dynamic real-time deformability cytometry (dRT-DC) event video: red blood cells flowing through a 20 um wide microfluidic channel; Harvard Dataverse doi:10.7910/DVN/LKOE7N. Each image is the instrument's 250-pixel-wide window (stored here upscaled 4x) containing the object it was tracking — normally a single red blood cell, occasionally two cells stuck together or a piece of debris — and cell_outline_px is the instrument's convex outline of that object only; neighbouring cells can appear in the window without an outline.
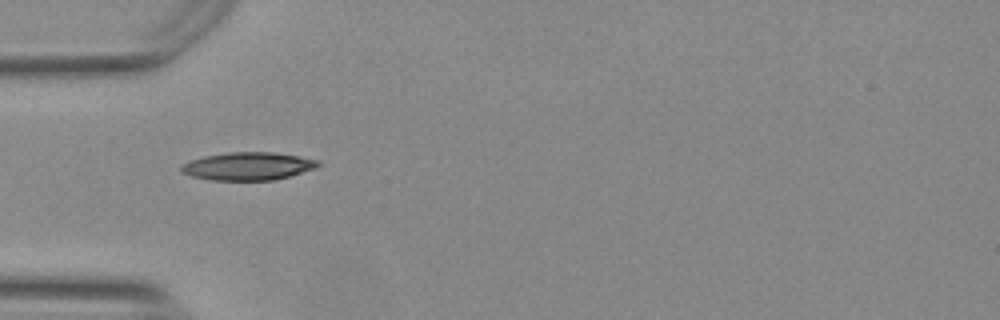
{"species": "Egyptian fruit bat (a non-hibernating species)", "species_latin": "Rousettus aegyptiacus", "temperature_condition": "warm", "stored_images_in_passage": 33, "camera_frame_rate_fps": 3000, "um_per_image_px": 0.085, "animal": {"sex": "female"}, "frame": {"image": 1, "passage_image": 1, "time_ms": 0.0, "image_size_px": [1000, 320], "cell_outline_px": [[320, 164], [316, 168], [288, 176], [272, 180], [212, 180], [192, 176], [180, 172], [180, 164], [204, 156], [228, 152], [272, 152], [300, 156], [320, 160]], "centroid_in_image_um": [21.07, 14.12], "position_along_channel_um": 63.9, "area_um2": 22.25}}
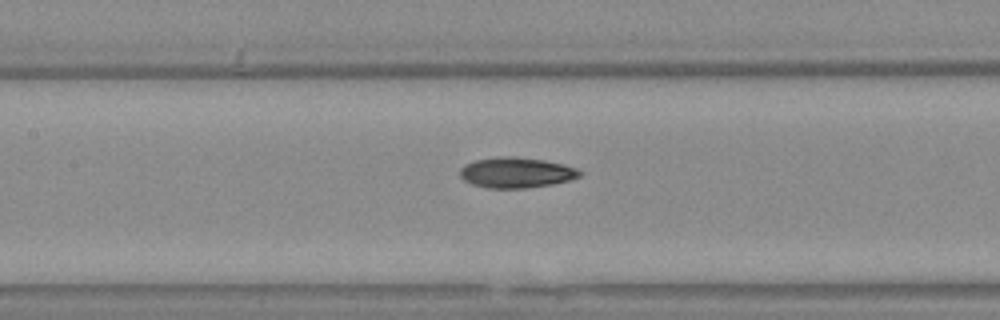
{"frame": {"image": 2, "passage_image": 9, "time_ms": 2.667, "image_size_px": [1000, 320], "cell_outline_px": [[584, 172], [580, 176], [568, 180], [552, 184], [524, 188], [488, 188], [472, 184], [464, 180], [460, 176], [460, 168], [464, 164], [476, 160], [496, 156], [516, 156], [544, 160], [564, 164], [576, 168]], "centroid_in_image_um": [43.87, 14.66], "position_along_channel_um": 163.5, "area_um2": 21.39}}
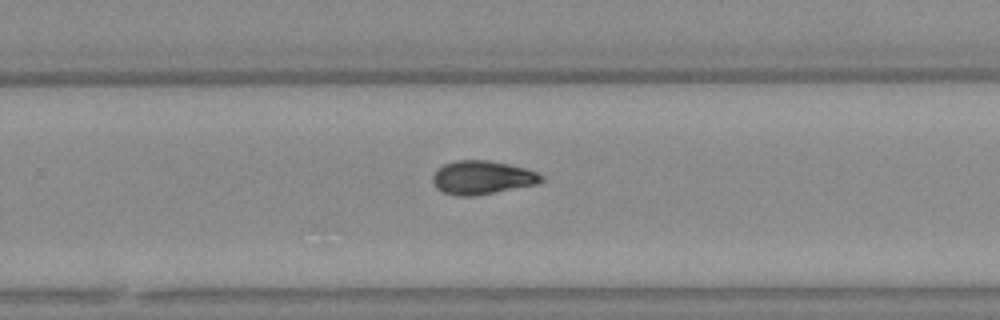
{"frame": {"image": 3, "passage_image": 19, "time_ms": 6.0, "image_size_px": [1000, 320], "cell_outline_px": [[544, 180], [540, 184], [472, 196], [460, 196], [444, 192], [436, 188], [432, 184], [432, 176], [444, 164], [456, 160], [492, 160], [528, 168], [544, 176]], "centroid_in_image_um": [41.03, 15.08], "position_along_channel_um": 288.8, "area_um2": 21.44}, "authors_computed_cell_mechanics": {"area_um2": 20.9236, "velocity_mm_per_s": 3.7798, "shape_relaxation_time_tau1_ms": 7.5739, "shape_relaxation_time_tau2_ms": 8.0898, "deformation_change_tau1": 0.2, "deformation_change_tau2": 0.118}}